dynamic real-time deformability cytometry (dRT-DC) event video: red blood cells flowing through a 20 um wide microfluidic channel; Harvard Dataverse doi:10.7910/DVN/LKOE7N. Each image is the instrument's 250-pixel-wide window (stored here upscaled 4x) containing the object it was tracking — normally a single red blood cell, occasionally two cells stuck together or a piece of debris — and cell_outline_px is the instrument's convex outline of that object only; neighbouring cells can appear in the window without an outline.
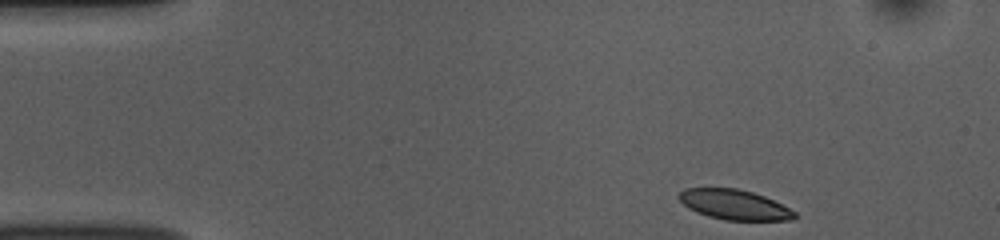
{"species": "common noctule bat (a hibernating species)", "species_latin": "Nyctalus noctula", "temperature_condition": "room temperature", "stored_images_in_passage": 47, "camera_frame_rate_fps": 3000, "um_per_image_px": 0.085, "animal": {"sex": "female", "body_mass_g": 10.0, "forearm_length_mm": 53.1}, "frame": {"image": 1, "passage_image": 1, "time_ms": 0.0, "image_size_px": [1000, 240], "cell_outline_px": [[796, 216], [792, 220], [724, 220], [708, 216], [696, 212], [688, 208], [676, 196], [684, 188], [736, 188], [752, 192], [764, 196], [796, 212]], "centroid_in_image_um": [62.38, 17.39], "position_along_channel_um": 22.6, "area_um2": 20.11}}
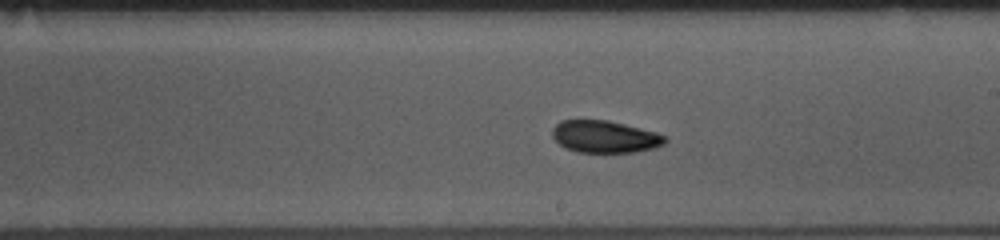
{"frame": {"image": 2, "passage_image": 24, "time_ms": 7.667, "image_size_px": [1000, 240], "cell_outline_px": [[668, 140], [664, 144], [656, 148], [636, 152], [576, 152], [564, 148], [552, 136], [552, 128], [560, 120], [608, 120], [656, 132], [668, 136]], "centroid_in_image_um": [51.43, 11.62], "position_along_channel_um": 237.6, "area_um2": 21.33}}
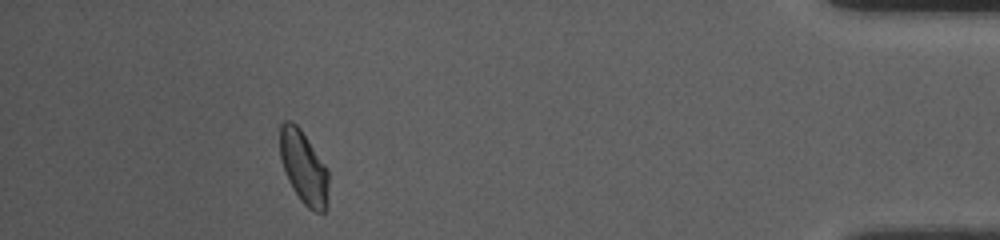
{"frame": {"image": 3, "passage_image": 42, "time_ms": 13.667, "image_size_px": [1000, 240], "cell_outline_px": [[328, 188], [324, 212], [316, 212], [308, 208], [300, 200], [288, 180], [280, 156], [280, 124], [284, 120], [292, 120], [300, 128], [328, 168]], "centroid_in_image_um": [25.81, 14.18], "position_along_channel_um": 409.4, "area_um2": 20.58}, "authors_computed_cell_mechanics": {"area_um2": 21.3282, "velocity_mm_per_s": 3.7768, "shape_relaxation_time_tau1_ms": 4.8253, "shape_relaxation_time_tau2_ms": 3.6015, "deformation_change_tau1": 0.0963, "deformation_change_tau2": 0.0811}}